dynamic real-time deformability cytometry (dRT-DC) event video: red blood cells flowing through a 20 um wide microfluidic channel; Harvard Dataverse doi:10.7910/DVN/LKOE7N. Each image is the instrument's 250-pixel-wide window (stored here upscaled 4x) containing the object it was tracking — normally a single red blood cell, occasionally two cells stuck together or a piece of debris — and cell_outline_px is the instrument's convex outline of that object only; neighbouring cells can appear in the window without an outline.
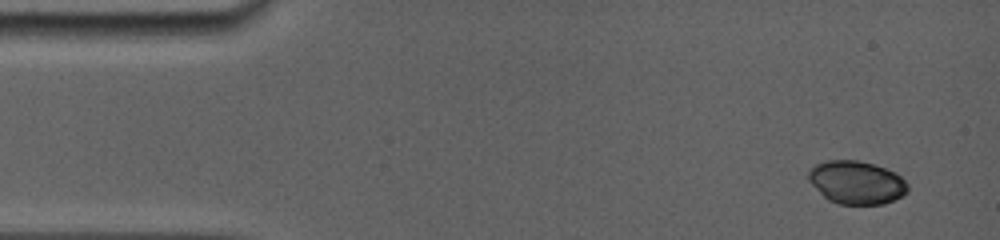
{"species": "common noctule bat (a hibernating species)", "species_latin": "Nyctalus noctula", "temperature_condition": "room temperature", "stored_images_in_passage": 4, "camera_frame_rate_fps": 5000, "um_per_image_px": 0.085, "animal": {"sex": "female", "body_mass_g": 19.0, "forearm_length_mm": 56.7}, "frame": {"image": 1, "passage_image": 1, "time_ms": 0.0, "image_size_px": [1000, 240], "cell_outline_px": [[908, 192], [884, 204], [840, 204], [828, 200], [808, 180], [808, 172], [816, 164], [824, 160], [856, 160], [872, 164], [896, 172], [908, 184]], "centroid_in_image_um": [72.8, 15.5], "position_along_channel_um": 12.2, "area_um2": 24.8}}
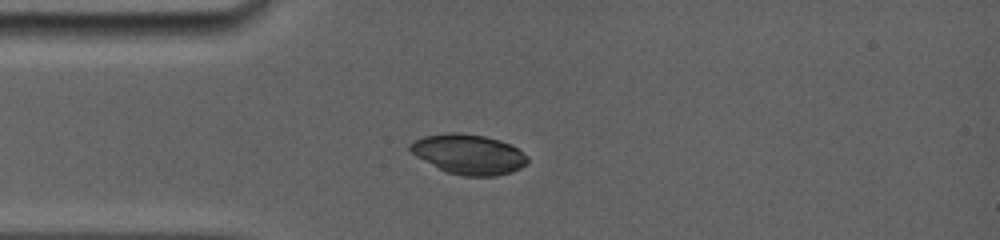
{"frame": {"image": 2, "passage_image": 4, "time_ms": 3.2, "image_size_px": [1000, 240], "cell_outline_px": [[528, 164], [512, 172], [496, 176], [464, 176], [448, 172], [416, 156], [408, 148], [408, 144], [412, 140], [424, 136], [448, 132], [456, 132], [484, 136], [500, 140], [512, 144], [528, 156]], "centroid_in_image_um": [39.86, 13.1], "position_along_channel_um": 45.1, "area_um2": 27.4}}